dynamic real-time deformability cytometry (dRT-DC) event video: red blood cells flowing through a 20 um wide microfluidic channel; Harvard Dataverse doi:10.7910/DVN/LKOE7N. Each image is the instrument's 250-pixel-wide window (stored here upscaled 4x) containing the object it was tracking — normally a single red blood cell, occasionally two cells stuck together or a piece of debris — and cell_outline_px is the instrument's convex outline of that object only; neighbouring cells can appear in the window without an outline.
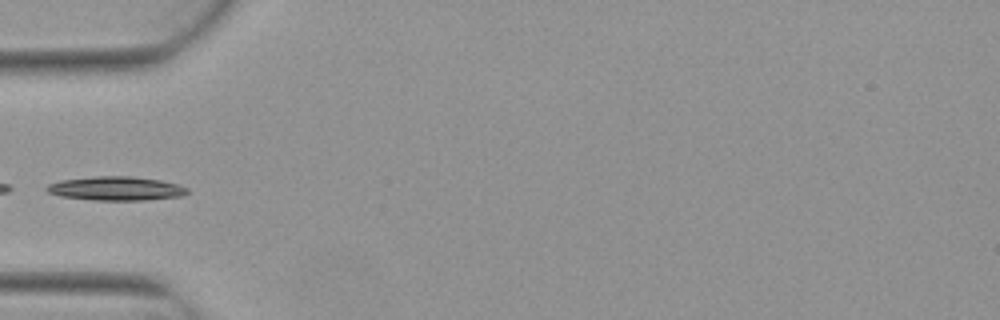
{"species": "Egyptian fruit bat (a non-hibernating species)", "species_latin": "Rousettus aegyptiacus", "temperature_condition": "warm", "stored_images_in_passage": 5, "segment_of_instrument_passage": [2, 2], "camera_frame_rate_fps": 3000, "um_per_image_px": 0.085, "animal": {"sex": "female"}, "frame": {"image": 1, "passage_image": 5, "time_ms": 1.333, "image_size_px": [1000, 320], "cell_outline_px": [[188, 192], [184, 196], [144, 200], [92, 200], [60, 196], [48, 192], [44, 188], [48, 184], [60, 180], [96, 176], [132, 176], [160, 180], [176, 184], [188, 188]], "centroid_in_image_um": [9.85, 16.02], "position_along_channel_um": 75.2, "area_um2": 19.65}}